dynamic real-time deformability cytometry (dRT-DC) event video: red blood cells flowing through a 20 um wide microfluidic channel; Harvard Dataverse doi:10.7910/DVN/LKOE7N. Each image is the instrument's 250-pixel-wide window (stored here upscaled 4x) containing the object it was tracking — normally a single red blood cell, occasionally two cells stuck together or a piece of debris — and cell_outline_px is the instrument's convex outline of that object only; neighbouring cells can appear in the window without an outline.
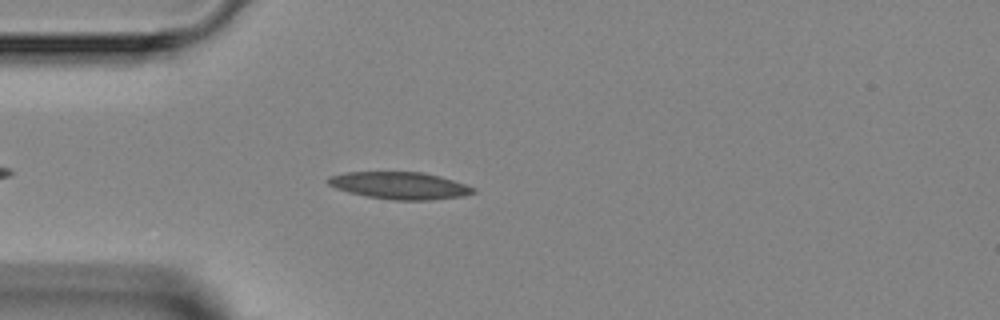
{"species": "Egyptian fruit bat (a non-hibernating species)", "species_latin": "Rousettus aegyptiacus", "temperature_condition": "room temperature", "stored_images_in_passage": 3, "camera_frame_rate_fps": 3000, "um_per_image_px": 0.085, "animal": {"sex": "female"}, "frame": {"image": 1, "passage_image": 3, "time_ms": 2.333, "image_size_px": [1000, 320], "cell_outline_px": [[476, 192], [464, 196], [428, 200], [396, 200], [368, 196], [348, 192], [336, 188], [328, 184], [328, 176], [344, 172], [420, 172], [440, 176], [476, 188]], "centroid_in_image_um": [33.98, 15.77], "position_along_channel_um": 51.0, "area_um2": 22.83}}